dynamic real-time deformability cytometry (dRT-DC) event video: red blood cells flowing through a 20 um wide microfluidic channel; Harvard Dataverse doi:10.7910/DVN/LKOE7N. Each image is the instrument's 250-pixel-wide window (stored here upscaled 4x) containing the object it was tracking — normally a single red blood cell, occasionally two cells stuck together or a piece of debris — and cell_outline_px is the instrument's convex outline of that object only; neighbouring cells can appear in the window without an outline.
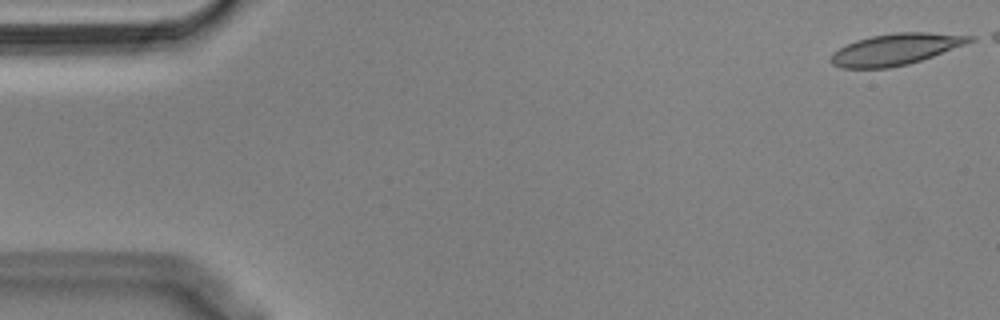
{"species": "Egyptian fruit bat (a non-hibernating species)", "species_latin": "Rousettus aegyptiacus", "temperature_condition": "cold", "stored_images_in_passage": 48, "camera_frame_rate_fps": 3000, "um_per_image_px": 0.085, "animal": {"sex": "male"}, "frame": {"image": 1, "passage_image": 1, "time_ms": 0.0, "image_size_px": [1000, 320], "cell_outline_px": [[976, 40], [932, 56], [908, 64], [888, 68], [840, 68], [832, 64], [828, 60], [832, 52], [856, 40], [872, 36], [896, 32], [928, 32], [976, 36]], "centroid_in_image_um": [76.11, 4.19], "position_along_channel_um": 8.9, "area_um2": 25.32}}
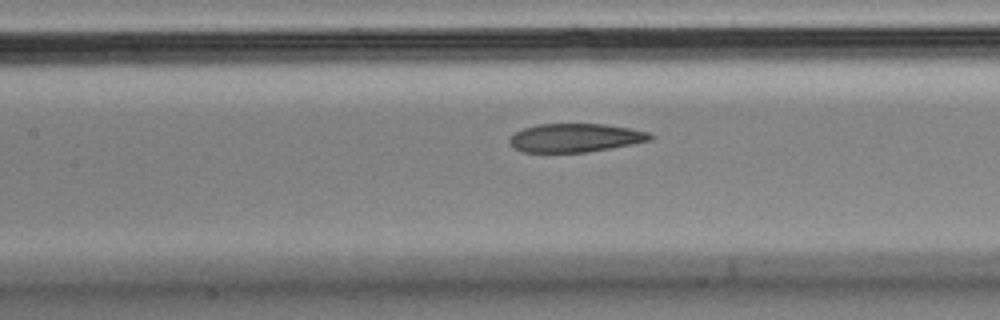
{"frame": {"image": 2, "passage_image": 24, "time_ms": 7.667, "image_size_px": [1000, 320], "cell_outline_px": [[656, 136], [652, 140], [632, 144], [584, 152], [524, 152], [512, 148], [508, 140], [516, 132], [524, 128], [536, 124], [604, 124], [632, 128], [648, 132]], "centroid_in_image_um": [48.91, 11.71], "position_along_channel_um": 158.5, "area_um2": 23.41}}
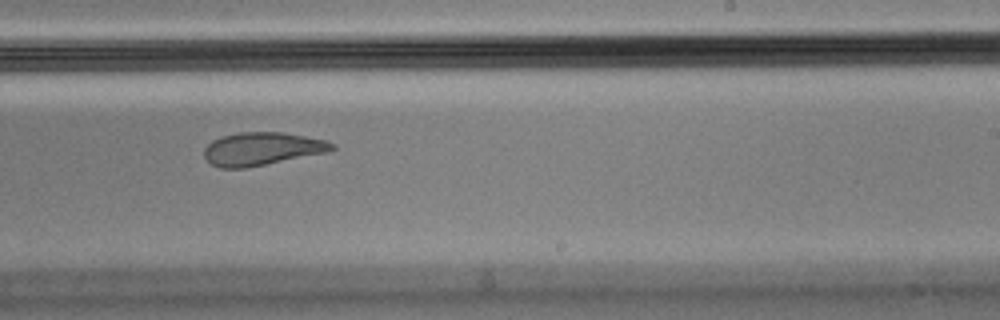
{"frame": {"image": 3, "passage_image": 33, "time_ms": 10.667, "image_size_px": [1000, 320], "cell_outline_px": [[336, 148], [324, 152], [244, 168], [220, 168], [212, 164], [204, 156], [204, 148], [212, 140], [220, 136], [240, 132], [284, 132], [324, 140], [336, 144]], "centroid_in_image_um": [22.21, 12.63], "position_along_channel_um": 266.8, "area_um2": 24.22}}